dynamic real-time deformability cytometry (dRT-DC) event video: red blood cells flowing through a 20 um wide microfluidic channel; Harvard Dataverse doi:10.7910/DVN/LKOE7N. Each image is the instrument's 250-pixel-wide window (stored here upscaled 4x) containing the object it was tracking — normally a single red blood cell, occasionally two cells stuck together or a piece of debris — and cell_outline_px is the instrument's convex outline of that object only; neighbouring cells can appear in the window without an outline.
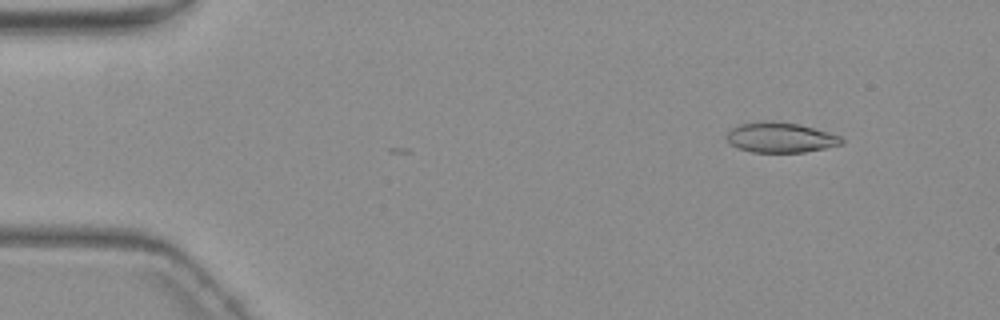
{"species": "common noctule bat (a hibernating species)", "species_latin": "Nyctalus noctula", "temperature_condition": "warm", "stored_images_in_passage": 2, "camera_frame_rate_fps": 3000, "um_per_image_px": 0.085, "animal": {"sex": "female", "body_mass_g": 19.3, "forearm_length_mm": 54.1}, "frame": {"image": 1, "passage_image": 2, "time_ms": 1.333, "image_size_px": [1000, 320], "cell_outline_px": [[844, 144], [804, 152], [752, 152], [736, 148], [724, 136], [732, 128], [740, 124], [764, 120], [772, 120], [800, 124], [828, 132], [840, 136], [844, 140]], "centroid_in_image_um": [66.33, 11.68], "position_along_channel_um": 18.7, "area_um2": 20.35}}